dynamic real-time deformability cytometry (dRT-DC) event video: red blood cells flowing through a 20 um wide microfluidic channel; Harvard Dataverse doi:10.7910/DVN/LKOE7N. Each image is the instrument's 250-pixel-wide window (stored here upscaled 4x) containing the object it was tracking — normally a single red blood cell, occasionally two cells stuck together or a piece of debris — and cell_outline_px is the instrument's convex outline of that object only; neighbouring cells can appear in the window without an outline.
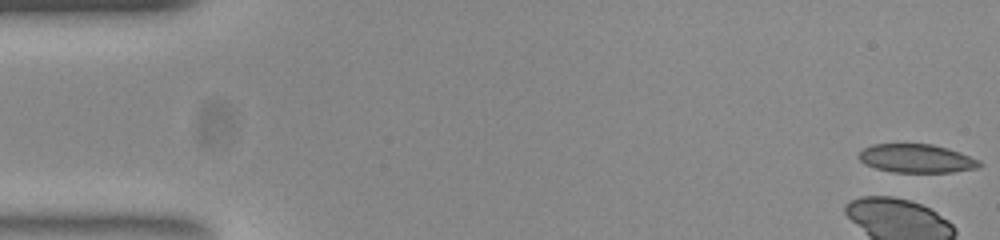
{"species": "common noctule bat (a hibernating species)", "species_latin": "Nyctalus noctula", "temperature_condition": "room temperature", "stored_images_in_passage": 5, "camera_frame_rate_fps": 3000, "um_per_image_px": 0.085, "animal": {"sex": "female", "body_mass_g": 23.0, "forearm_length_mm": 53.4}, "frame": {"image": 1, "passage_image": 1, "time_ms": 0.0, "image_size_px": [1000, 240], "cell_outline_px": [[984, 164], [980, 168], [952, 172], [892, 172], [876, 168], [864, 164], [860, 160], [860, 152], [864, 148], [872, 144], [932, 144], [948, 148], [960, 152], [980, 160]], "centroid_in_image_um": [77.96, 13.47], "position_along_channel_um": 7.0, "area_um2": 20.17}}